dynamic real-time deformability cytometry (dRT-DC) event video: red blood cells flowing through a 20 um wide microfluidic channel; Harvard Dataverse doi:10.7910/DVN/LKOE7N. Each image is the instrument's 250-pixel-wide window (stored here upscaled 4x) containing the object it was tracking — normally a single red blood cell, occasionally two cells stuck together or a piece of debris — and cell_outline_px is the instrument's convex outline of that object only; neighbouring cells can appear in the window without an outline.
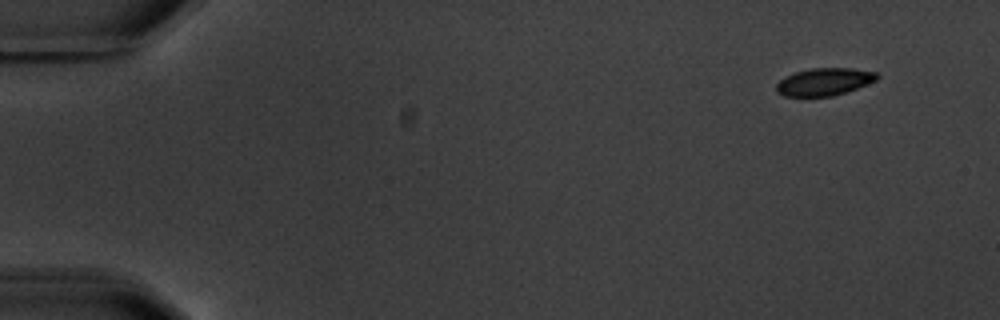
{"species": "common noctule bat (a hibernating species)", "species_latin": "Nyctalus noctula", "temperature_condition": "warm", "stored_images_in_passage": 4, "camera_frame_rate_fps": 3000, "um_per_image_px": 0.085, "animal": {"sex": "male", "body_mass_g": 20.1, "forearm_length_mm": 53.5}, "frame": {"image": 1, "passage_image": 1, "time_ms": 0.0, "image_size_px": [1000, 320], "cell_outline_px": [[880, 76], [876, 80], [856, 88], [832, 96], [784, 96], [776, 92], [776, 84], [784, 76], [796, 72], [812, 68], [852, 68], [876, 72]], "centroid_in_image_um": [70.04, 6.94], "position_along_channel_um": 15.0, "area_um2": 16.01}}
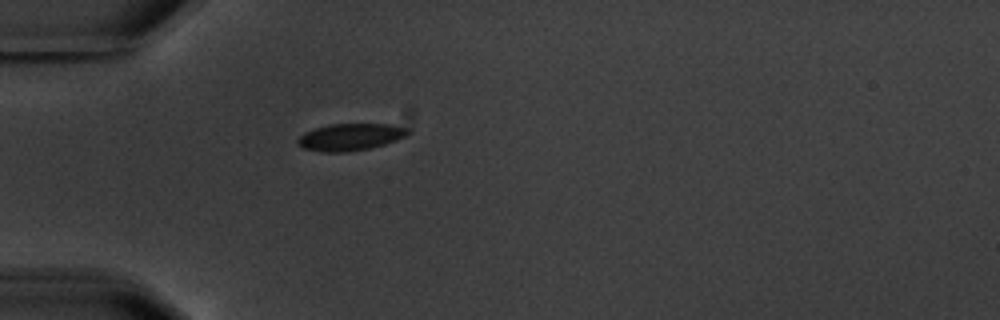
{"frame": {"image": 2, "passage_image": 4, "time_ms": 4.333, "image_size_px": [1000, 320], "cell_outline_px": [[408, 132], [404, 136], [396, 140], [384, 144], [368, 148], [344, 152], [324, 152], [304, 148], [296, 144], [296, 140], [304, 132], [328, 124], [388, 124], [408, 128]], "centroid_in_image_um": [29.72, 11.64], "position_along_channel_um": 55.3, "area_um2": 17.11}}